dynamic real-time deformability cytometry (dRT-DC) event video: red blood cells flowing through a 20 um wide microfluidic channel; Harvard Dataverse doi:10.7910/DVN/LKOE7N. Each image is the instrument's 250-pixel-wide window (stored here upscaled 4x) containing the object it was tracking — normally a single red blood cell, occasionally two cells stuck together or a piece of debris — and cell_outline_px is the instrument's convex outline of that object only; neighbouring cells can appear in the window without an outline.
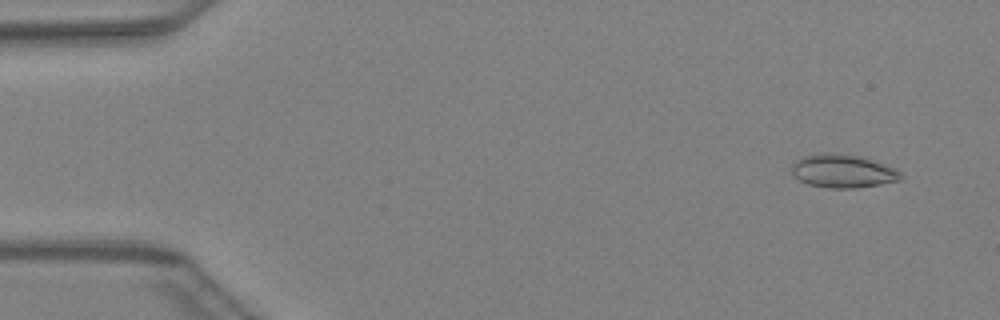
{"species": "Egyptian fruit bat (a non-hibernating species)", "species_latin": "Rousettus aegyptiacus", "temperature_condition": "warm", "stored_images_in_passage": 47, "camera_frame_rate_fps": 3000, "um_per_image_px": 0.085, "animal": {"sex": "female"}, "frame": {"image": 1, "passage_image": 4, "time_ms": 1.0, "image_size_px": [1000, 320], "cell_outline_px": [[904, 176], [900, 180], [880, 184], [856, 188], [828, 188], [808, 184], [800, 180], [792, 172], [792, 164], [796, 160], [804, 156], [820, 152], [832, 152], [860, 156], [896, 168]], "centroid_in_image_um": [71.65, 14.53], "position_along_channel_um": 13.3, "area_um2": 21.27}}
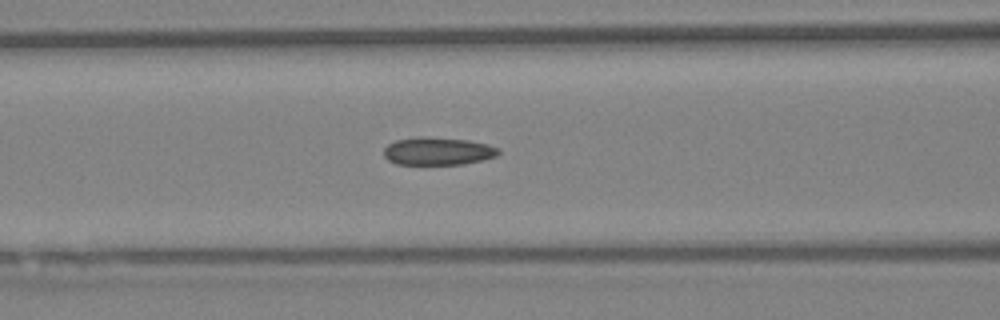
{"frame": {"image": 2, "passage_image": 20, "time_ms": 6.333, "image_size_px": [1000, 320], "cell_outline_px": [[500, 152], [496, 156], [484, 160], [464, 164], [396, 164], [388, 160], [384, 156], [384, 148], [388, 144], [396, 140], [416, 136], [428, 136], [468, 140], [488, 144], [500, 148]], "centroid_in_image_um": [37.23, 12.84], "position_along_channel_um": 129.4, "area_um2": 18.84}}
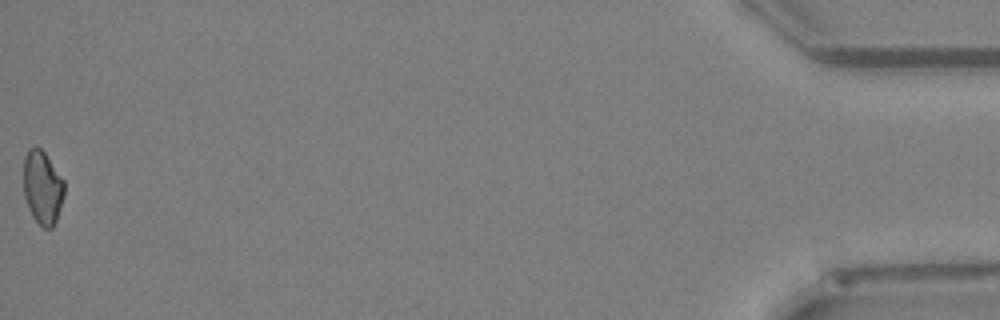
{"frame": {"image": 3, "passage_image": 47, "time_ms": 15.333, "image_size_px": [1000, 320], "cell_outline_px": [[64, 196], [56, 220], [52, 228], [44, 228], [32, 216], [28, 208], [24, 196], [24, 156], [28, 148], [40, 148], [44, 152], [64, 180]], "centroid_in_image_um": [3.61, 15.94], "position_along_channel_um": 431.6, "area_um2": 17.34}}